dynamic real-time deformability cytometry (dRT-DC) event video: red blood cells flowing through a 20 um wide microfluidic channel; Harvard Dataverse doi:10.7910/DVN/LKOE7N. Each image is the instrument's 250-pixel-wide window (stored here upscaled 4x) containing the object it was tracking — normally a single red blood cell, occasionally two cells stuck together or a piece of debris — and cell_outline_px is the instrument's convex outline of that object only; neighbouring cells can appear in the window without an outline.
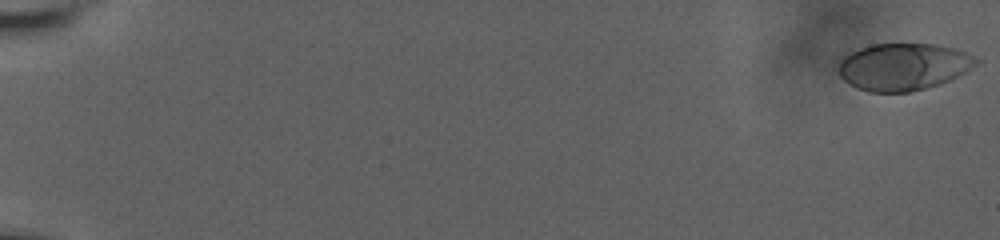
{"species": "human", "species_latin": "Homo sapiens", "temperature_condition": "room temperature", "stored_images_in_passage": 43, "camera_frame_rate_fps": 3000, "um_per_image_px": 0.085, "donor": {"sex": "male"}, "frame": {"image": 1, "passage_image": 1, "time_ms": 0.0, "image_size_px": [1000, 240], "cell_outline_px": [[980, 60], [976, 64], [964, 72], [940, 84], [928, 88], [908, 92], [868, 92], [856, 88], [844, 80], [840, 76], [840, 60], [844, 56], [860, 48], [872, 44], [936, 44], [952, 48], [964, 52]], "centroid_in_image_um": [76.76, 5.68], "position_along_channel_um": 8.2, "area_um2": 37.45}}
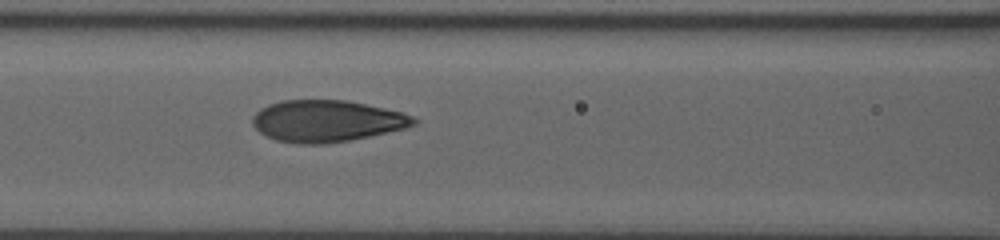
{"frame": {"image": 2, "passage_image": 37, "time_ms": 9.667, "image_size_px": [1000, 240], "cell_outline_px": [[420, 120], [416, 124], [404, 128], [368, 136], [348, 140], [324, 144], [296, 144], [276, 140], [260, 132], [252, 124], [252, 116], [260, 108], [268, 104], [280, 100], [348, 100], [404, 112]], "centroid_in_image_um": [27.76, 10.27], "position_along_channel_um": 138.8, "area_um2": 39.25}}
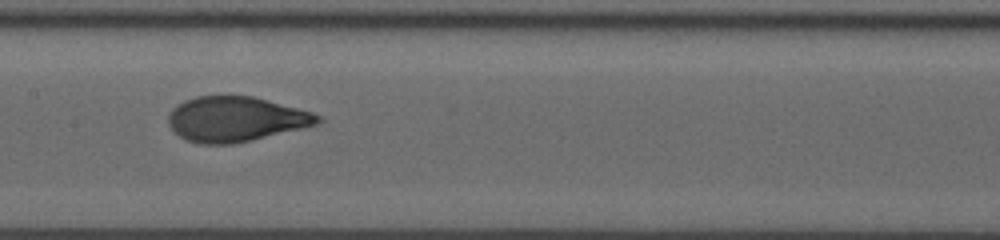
{"frame": {"image": 3, "passage_image": 42, "time_ms": 11.0, "image_size_px": [1000, 240], "cell_outline_px": [[320, 120], [316, 124], [300, 128], [232, 144], [200, 144], [188, 140], [180, 136], [168, 124], [168, 116], [172, 108], [176, 104], [184, 100], [196, 96], [252, 96], [312, 112], [320, 116]], "centroid_in_image_um": [19.97, 10.11], "position_along_channel_um": 187.4, "area_um2": 38.55}}